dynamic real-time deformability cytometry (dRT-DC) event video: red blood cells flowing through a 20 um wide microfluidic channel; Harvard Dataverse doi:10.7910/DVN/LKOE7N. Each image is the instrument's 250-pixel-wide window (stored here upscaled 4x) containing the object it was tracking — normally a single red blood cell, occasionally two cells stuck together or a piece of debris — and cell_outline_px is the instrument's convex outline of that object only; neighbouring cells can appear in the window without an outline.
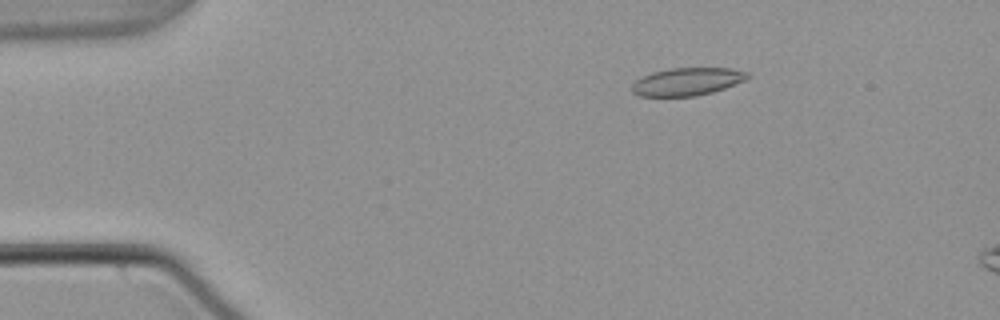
{"species": "common noctule bat (a hibernating species)", "species_latin": "Nyctalus noctula", "temperature_condition": "warm", "stored_images_in_passage": 54, "camera_frame_rate_fps": 3000, "um_per_image_px": 0.085, "animal": {"sex": "male", "body_mass_g": 21.5, "forearm_length_mm": 52.0}, "frame": {"image": 1, "passage_image": 9, "time_ms": 2.667, "image_size_px": [1000, 320], "cell_outline_px": [[752, 76], [744, 80], [724, 88], [712, 92], [696, 96], [640, 96], [632, 92], [632, 84], [636, 80], [652, 72], [672, 68], [728, 68], [748, 72]], "centroid_in_image_um": [58.41, 6.93], "position_along_channel_um": 26.6, "area_um2": 18.55}}
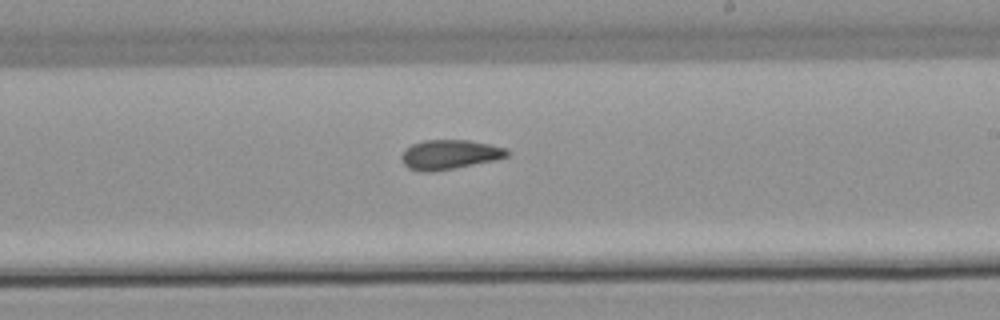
{"frame": {"image": 2, "passage_image": 32, "time_ms": 10.333, "image_size_px": [1000, 320], "cell_outline_px": [[508, 156], [496, 160], [432, 172], [424, 172], [408, 168], [400, 160], [400, 156], [404, 148], [412, 144], [424, 140], [468, 140], [488, 144], [504, 148], [508, 152]], "centroid_in_image_um": [38.14, 13.14], "position_along_channel_um": 250.9, "area_um2": 18.15}}
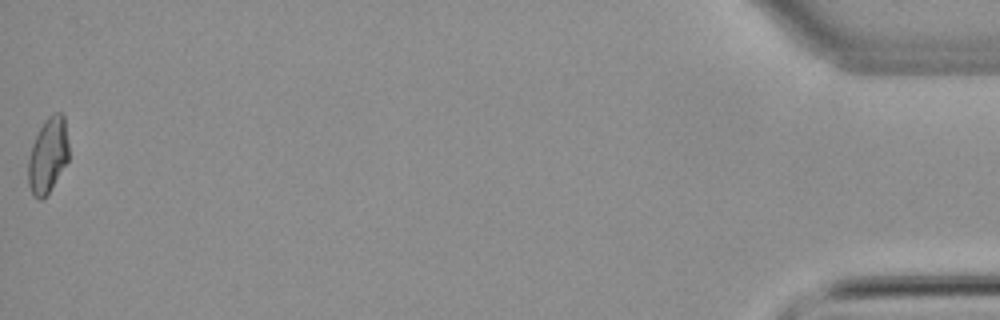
{"frame": {"image": 3, "passage_image": 54, "time_ms": 17.667, "image_size_px": [1000, 320], "cell_outline_px": [[68, 160], [44, 200], [40, 200], [32, 192], [28, 184], [28, 160], [32, 144], [44, 120], [52, 112], [60, 112], [64, 116], [68, 144]], "centroid_in_image_um": [4.07, 13.19], "position_along_channel_um": 431.1, "area_um2": 17.69}, "authors_computed_cell_mechanics": {"area_um2": 18.2359, "velocity_mm_per_s": 3.8047, "shape_relaxation_time_tau1_ms": null, "shape_relaxation_time_tau2_ms": 3.7614, "deformation_change_tau1": null, "deformation_change_tau2": 0.1018}}